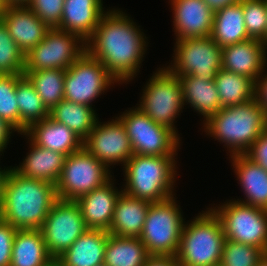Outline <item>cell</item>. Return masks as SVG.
<instances>
[{"instance_id":"cell-26","label":"cell","mask_w":267,"mask_h":266,"mask_svg":"<svg viewBox=\"0 0 267 266\" xmlns=\"http://www.w3.org/2000/svg\"><path fill=\"white\" fill-rule=\"evenodd\" d=\"M54 261L40 229L17 230L10 266H49Z\"/></svg>"},{"instance_id":"cell-31","label":"cell","mask_w":267,"mask_h":266,"mask_svg":"<svg viewBox=\"0 0 267 266\" xmlns=\"http://www.w3.org/2000/svg\"><path fill=\"white\" fill-rule=\"evenodd\" d=\"M214 81L219 93L221 108L246 103L255 98V81L245 75L221 68Z\"/></svg>"},{"instance_id":"cell-34","label":"cell","mask_w":267,"mask_h":266,"mask_svg":"<svg viewBox=\"0 0 267 266\" xmlns=\"http://www.w3.org/2000/svg\"><path fill=\"white\" fill-rule=\"evenodd\" d=\"M24 74H0V118L19 134V108L16 102V86Z\"/></svg>"},{"instance_id":"cell-47","label":"cell","mask_w":267,"mask_h":266,"mask_svg":"<svg viewBox=\"0 0 267 266\" xmlns=\"http://www.w3.org/2000/svg\"><path fill=\"white\" fill-rule=\"evenodd\" d=\"M256 266H267V252L259 258Z\"/></svg>"},{"instance_id":"cell-43","label":"cell","mask_w":267,"mask_h":266,"mask_svg":"<svg viewBox=\"0 0 267 266\" xmlns=\"http://www.w3.org/2000/svg\"><path fill=\"white\" fill-rule=\"evenodd\" d=\"M144 266H179L174 256L150 255Z\"/></svg>"},{"instance_id":"cell-6","label":"cell","mask_w":267,"mask_h":266,"mask_svg":"<svg viewBox=\"0 0 267 266\" xmlns=\"http://www.w3.org/2000/svg\"><path fill=\"white\" fill-rule=\"evenodd\" d=\"M178 204L174 196L150 203L139 237L149 255L176 257L185 222Z\"/></svg>"},{"instance_id":"cell-33","label":"cell","mask_w":267,"mask_h":266,"mask_svg":"<svg viewBox=\"0 0 267 266\" xmlns=\"http://www.w3.org/2000/svg\"><path fill=\"white\" fill-rule=\"evenodd\" d=\"M65 72L63 69L24 71V76L34 86L48 110L64 100Z\"/></svg>"},{"instance_id":"cell-44","label":"cell","mask_w":267,"mask_h":266,"mask_svg":"<svg viewBox=\"0 0 267 266\" xmlns=\"http://www.w3.org/2000/svg\"><path fill=\"white\" fill-rule=\"evenodd\" d=\"M213 11L233 5L241 0H203Z\"/></svg>"},{"instance_id":"cell-2","label":"cell","mask_w":267,"mask_h":266,"mask_svg":"<svg viewBox=\"0 0 267 266\" xmlns=\"http://www.w3.org/2000/svg\"><path fill=\"white\" fill-rule=\"evenodd\" d=\"M57 200L54 184L26 178L11 167L0 199V218L18 230L40 229Z\"/></svg>"},{"instance_id":"cell-8","label":"cell","mask_w":267,"mask_h":266,"mask_svg":"<svg viewBox=\"0 0 267 266\" xmlns=\"http://www.w3.org/2000/svg\"><path fill=\"white\" fill-rule=\"evenodd\" d=\"M112 179L111 170L84 147L66 156L58 182V199L76 201Z\"/></svg>"},{"instance_id":"cell-7","label":"cell","mask_w":267,"mask_h":266,"mask_svg":"<svg viewBox=\"0 0 267 266\" xmlns=\"http://www.w3.org/2000/svg\"><path fill=\"white\" fill-rule=\"evenodd\" d=\"M153 73L143 87L136 107L155 123L170 128L179 136L174 124L184 108L180 79L162 66Z\"/></svg>"},{"instance_id":"cell-28","label":"cell","mask_w":267,"mask_h":266,"mask_svg":"<svg viewBox=\"0 0 267 266\" xmlns=\"http://www.w3.org/2000/svg\"><path fill=\"white\" fill-rule=\"evenodd\" d=\"M210 37L221 48L250 39L244 22L243 0L214 11Z\"/></svg>"},{"instance_id":"cell-39","label":"cell","mask_w":267,"mask_h":266,"mask_svg":"<svg viewBox=\"0 0 267 266\" xmlns=\"http://www.w3.org/2000/svg\"><path fill=\"white\" fill-rule=\"evenodd\" d=\"M18 229L0 218V266H10L13 241Z\"/></svg>"},{"instance_id":"cell-25","label":"cell","mask_w":267,"mask_h":266,"mask_svg":"<svg viewBox=\"0 0 267 266\" xmlns=\"http://www.w3.org/2000/svg\"><path fill=\"white\" fill-rule=\"evenodd\" d=\"M150 203L122 192L117 199L108 233L114 236L139 238Z\"/></svg>"},{"instance_id":"cell-11","label":"cell","mask_w":267,"mask_h":266,"mask_svg":"<svg viewBox=\"0 0 267 266\" xmlns=\"http://www.w3.org/2000/svg\"><path fill=\"white\" fill-rule=\"evenodd\" d=\"M173 54L166 68L176 76L215 80L222 68V48L210 36L176 40Z\"/></svg>"},{"instance_id":"cell-46","label":"cell","mask_w":267,"mask_h":266,"mask_svg":"<svg viewBox=\"0 0 267 266\" xmlns=\"http://www.w3.org/2000/svg\"><path fill=\"white\" fill-rule=\"evenodd\" d=\"M8 6H27L30 0H5Z\"/></svg>"},{"instance_id":"cell-15","label":"cell","mask_w":267,"mask_h":266,"mask_svg":"<svg viewBox=\"0 0 267 266\" xmlns=\"http://www.w3.org/2000/svg\"><path fill=\"white\" fill-rule=\"evenodd\" d=\"M113 118L107 122L98 119L83 140V147L108 168L117 163L124 166L134 154L124 125L118 117Z\"/></svg>"},{"instance_id":"cell-14","label":"cell","mask_w":267,"mask_h":266,"mask_svg":"<svg viewBox=\"0 0 267 266\" xmlns=\"http://www.w3.org/2000/svg\"><path fill=\"white\" fill-rule=\"evenodd\" d=\"M87 229L79 205L75 201L61 199L54 203L40 228L47 251L54 260Z\"/></svg>"},{"instance_id":"cell-29","label":"cell","mask_w":267,"mask_h":266,"mask_svg":"<svg viewBox=\"0 0 267 266\" xmlns=\"http://www.w3.org/2000/svg\"><path fill=\"white\" fill-rule=\"evenodd\" d=\"M97 115L94 107L74 103L66 99L60 101L49 110L50 118L67 126L82 140H84L94 128L99 119Z\"/></svg>"},{"instance_id":"cell-13","label":"cell","mask_w":267,"mask_h":266,"mask_svg":"<svg viewBox=\"0 0 267 266\" xmlns=\"http://www.w3.org/2000/svg\"><path fill=\"white\" fill-rule=\"evenodd\" d=\"M85 51L86 42L78 35L51 28L45 38L25 54L24 71L66 70Z\"/></svg>"},{"instance_id":"cell-19","label":"cell","mask_w":267,"mask_h":266,"mask_svg":"<svg viewBox=\"0 0 267 266\" xmlns=\"http://www.w3.org/2000/svg\"><path fill=\"white\" fill-rule=\"evenodd\" d=\"M114 181L111 179L75 201L88 229L109 231L117 199L123 192L115 187Z\"/></svg>"},{"instance_id":"cell-12","label":"cell","mask_w":267,"mask_h":266,"mask_svg":"<svg viewBox=\"0 0 267 266\" xmlns=\"http://www.w3.org/2000/svg\"><path fill=\"white\" fill-rule=\"evenodd\" d=\"M117 80L85 51L65 72L64 99L92 107V102Z\"/></svg>"},{"instance_id":"cell-4","label":"cell","mask_w":267,"mask_h":266,"mask_svg":"<svg viewBox=\"0 0 267 266\" xmlns=\"http://www.w3.org/2000/svg\"><path fill=\"white\" fill-rule=\"evenodd\" d=\"M177 156L133 154L123 166L125 177L122 191L151 203L165 201L174 194L177 179ZM173 190V191H172Z\"/></svg>"},{"instance_id":"cell-10","label":"cell","mask_w":267,"mask_h":266,"mask_svg":"<svg viewBox=\"0 0 267 266\" xmlns=\"http://www.w3.org/2000/svg\"><path fill=\"white\" fill-rule=\"evenodd\" d=\"M126 129L134 154L176 156L180 136L170 128L155 123L139 108L132 107L118 116Z\"/></svg>"},{"instance_id":"cell-3","label":"cell","mask_w":267,"mask_h":266,"mask_svg":"<svg viewBox=\"0 0 267 266\" xmlns=\"http://www.w3.org/2000/svg\"><path fill=\"white\" fill-rule=\"evenodd\" d=\"M267 126V114L254 99L221 108L203 121V131L224 143L230 155L245 154Z\"/></svg>"},{"instance_id":"cell-50","label":"cell","mask_w":267,"mask_h":266,"mask_svg":"<svg viewBox=\"0 0 267 266\" xmlns=\"http://www.w3.org/2000/svg\"><path fill=\"white\" fill-rule=\"evenodd\" d=\"M266 9H267V0H265ZM266 46H267V29H266Z\"/></svg>"},{"instance_id":"cell-40","label":"cell","mask_w":267,"mask_h":266,"mask_svg":"<svg viewBox=\"0 0 267 266\" xmlns=\"http://www.w3.org/2000/svg\"><path fill=\"white\" fill-rule=\"evenodd\" d=\"M245 155L267 171V126Z\"/></svg>"},{"instance_id":"cell-45","label":"cell","mask_w":267,"mask_h":266,"mask_svg":"<svg viewBox=\"0 0 267 266\" xmlns=\"http://www.w3.org/2000/svg\"><path fill=\"white\" fill-rule=\"evenodd\" d=\"M0 155L2 156V154H0ZM11 167H13V166H10V168L5 167L4 169H2L0 166V199L2 196V191H3L4 184H5V180L7 178V175L9 173Z\"/></svg>"},{"instance_id":"cell-21","label":"cell","mask_w":267,"mask_h":266,"mask_svg":"<svg viewBox=\"0 0 267 266\" xmlns=\"http://www.w3.org/2000/svg\"><path fill=\"white\" fill-rule=\"evenodd\" d=\"M57 29L78 35L87 42L106 12L102 0H65Z\"/></svg>"},{"instance_id":"cell-37","label":"cell","mask_w":267,"mask_h":266,"mask_svg":"<svg viewBox=\"0 0 267 266\" xmlns=\"http://www.w3.org/2000/svg\"><path fill=\"white\" fill-rule=\"evenodd\" d=\"M243 15L248 36L251 39L261 40L266 45L267 9L265 0H243Z\"/></svg>"},{"instance_id":"cell-16","label":"cell","mask_w":267,"mask_h":266,"mask_svg":"<svg viewBox=\"0 0 267 266\" xmlns=\"http://www.w3.org/2000/svg\"><path fill=\"white\" fill-rule=\"evenodd\" d=\"M175 40L211 36L214 11L203 0H169Z\"/></svg>"},{"instance_id":"cell-9","label":"cell","mask_w":267,"mask_h":266,"mask_svg":"<svg viewBox=\"0 0 267 266\" xmlns=\"http://www.w3.org/2000/svg\"><path fill=\"white\" fill-rule=\"evenodd\" d=\"M222 223L225 239L252 245L267 252V210L238 201L211 207Z\"/></svg>"},{"instance_id":"cell-24","label":"cell","mask_w":267,"mask_h":266,"mask_svg":"<svg viewBox=\"0 0 267 266\" xmlns=\"http://www.w3.org/2000/svg\"><path fill=\"white\" fill-rule=\"evenodd\" d=\"M29 152L25 159L12 169L26 178L38 179L56 184L61 175L66 155L39 147L29 139Z\"/></svg>"},{"instance_id":"cell-27","label":"cell","mask_w":267,"mask_h":266,"mask_svg":"<svg viewBox=\"0 0 267 266\" xmlns=\"http://www.w3.org/2000/svg\"><path fill=\"white\" fill-rule=\"evenodd\" d=\"M182 85L184 105L203 115L205 121L221 109V101L214 80H201L191 75L177 76ZM186 103V104H185Z\"/></svg>"},{"instance_id":"cell-49","label":"cell","mask_w":267,"mask_h":266,"mask_svg":"<svg viewBox=\"0 0 267 266\" xmlns=\"http://www.w3.org/2000/svg\"><path fill=\"white\" fill-rule=\"evenodd\" d=\"M49 266H59V264L56 261H54Z\"/></svg>"},{"instance_id":"cell-36","label":"cell","mask_w":267,"mask_h":266,"mask_svg":"<svg viewBox=\"0 0 267 266\" xmlns=\"http://www.w3.org/2000/svg\"><path fill=\"white\" fill-rule=\"evenodd\" d=\"M263 254L255 246L225 239L219 266H256Z\"/></svg>"},{"instance_id":"cell-5","label":"cell","mask_w":267,"mask_h":266,"mask_svg":"<svg viewBox=\"0 0 267 266\" xmlns=\"http://www.w3.org/2000/svg\"><path fill=\"white\" fill-rule=\"evenodd\" d=\"M184 222L176 255L179 266H219L225 235L211 208Z\"/></svg>"},{"instance_id":"cell-18","label":"cell","mask_w":267,"mask_h":266,"mask_svg":"<svg viewBox=\"0 0 267 266\" xmlns=\"http://www.w3.org/2000/svg\"><path fill=\"white\" fill-rule=\"evenodd\" d=\"M0 19L24 54L40 43L51 29L27 6H9Z\"/></svg>"},{"instance_id":"cell-32","label":"cell","mask_w":267,"mask_h":266,"mask_svg":"<svg viewBox=\"0 0 267 266\" xmlns=\"http://www.w3.org/2000/svg\"><path fill=\"white\" fill-rule=\"evenodd\" d=\"M16 102L19 108V134H23L31 124L49 116L48 108L25 76L17 83Z\"/></svg>"},{"instance_id":"cell-38","label":"cell","mask_w":267,"mask_h":266,"mask_svg":"<svg viewBox=\"0 0 267 266\" xmlns=\"http://www.w3.org/2000/svg\"><path fill=\"white\" fill-rule=\"evenodd\" d=\"M65 0H30V8L50 28H57L61 22Z\"/></svg>"},{"instance_id":"cell-17","label":"cell","mask_w":267,"mask_h":266,"mask_svg":"<svg viewBox=\"0 0 267 266\" xmlns=\"http://www.w3.org/2000/svg\"><path fill=\"white\" fill-rule=\"evenodd\" d=\"M266 54L267 46L261 40L251 38L223 47L222 69L256 81L267 67Z\"/></svg>"},{"instance_id":"cell-42","label":"cell","mask_w":267,"mask_h":266,"mask_svg":"<svg viewBox=\"0 0 267 266\" xmlns=\"http://www.w3.org/2000/svg\"><path fill=\"white\" fill-rule=\"evenodd\" d=\"M17 132L12 126H10L5 120L0 118V154L5 152L4 150L7 148L9 141L11 139V135Z\"/></svg>"},{"instance_id":"cell-35","label":"cell","mask_w":267,"mask_h":266,"mask_svg":"<svg viewBox=\"0 0 267 266\" xmlns=\"http://www.w3.org/2000/svg\"><path fill=\"white\" fill-rule=\"evenodd\" d=\"M25 54L11 38L0 19V74H24Z\"/></svg>"},{"instance_id":"cell-20","label":"cell","mask_w":267,"mask_h":266,"mask_svg":"<svg viewBox=\"0 0 267 266\" xmlns=\"http://www.w3.org/2000/svg\"><path fill=\"white\" fill-rule=\"evenodd\" d=\"M35 145L66 156L80 150L83 140L64 124L58 123L49 116L42 121L31 124L21 134Z\"/></svg>"},{"instance_id":"cell-23","label":"cell","mask_w":267,"mask_h":266,"mask_svg":"<svg viewBox=\"0 0 267 266\" xmlns=\"http://www.w3.org/2000/svg\"><path fill=\"white\" fill-rule=\"evenodd\" d=\"M108 231L87 229L55 261L59 266H98L104 263Z\"/></svg>"},{"instance_id":"cell-30","label":"cell","mask_w":267,"mask_h":266,"mask_svg":"<svg viewBox=\"0 0 267 266\" xmlns=\"http://www.w3.org/2000/svg\"><path fill=\"white\" fill-rule=\"evenodd\" d=\"M149 256L140 238L109 234L104 264L107 266H144Z\"/></svg>"},{"instance_id":"cell-1","label":"cell","mask_w":267,"mask_h":266,"mask_svg":"<svg viewBox=\"0 0 267 266\" xmlns=\"http://www.w3.org/2000/svg\"><path fill=\"white\" fill-rule=\"evenodd\" d=\"M123 10L107 9L101 16L86 51L100 61L118 84L136 78L147 51V37Z\"/></svg>"},{"instance_id":"cell-41","label":"cell","mask_w":267,"mask_h":266,"mask_svg":"<svg viewBox=\"0 0 267 266\" xmlns=\"http://www.w3.org/2000/svg\"><path fill=\"white\" fill-rule=\"evenodd\" d=\"M255 81V100L267 114V73Z\"/></svg>"},{"instance_id":"cell-22","label":"cell","mask_w":267,"mask_h":266,"mask_svg":"<svg viewBox=\"0 0 267 266\" xmlns=\"http://www.w3.org/2000/svg\"><path fill=\"white\" fill-rule=\"evenodd\" d=\"M231 163L245 199L236 201L267 210V171L245 154L233 155Z\"/></svg>"},{"instance_id":"cell-48","label":"cell","mask_w":267,"mask_h":266,"mask_svg":"<svg viewBox=\"0 0 267 266\" xmlns=\"http://www.w3.org/2000/svg\"><path fill=\"white\" fill-rule=\"evenodd\" d=\"M9 6L7 5L5 0H0V18L3 15V13L7 10Z\"/></svg>"}]
</instances>
